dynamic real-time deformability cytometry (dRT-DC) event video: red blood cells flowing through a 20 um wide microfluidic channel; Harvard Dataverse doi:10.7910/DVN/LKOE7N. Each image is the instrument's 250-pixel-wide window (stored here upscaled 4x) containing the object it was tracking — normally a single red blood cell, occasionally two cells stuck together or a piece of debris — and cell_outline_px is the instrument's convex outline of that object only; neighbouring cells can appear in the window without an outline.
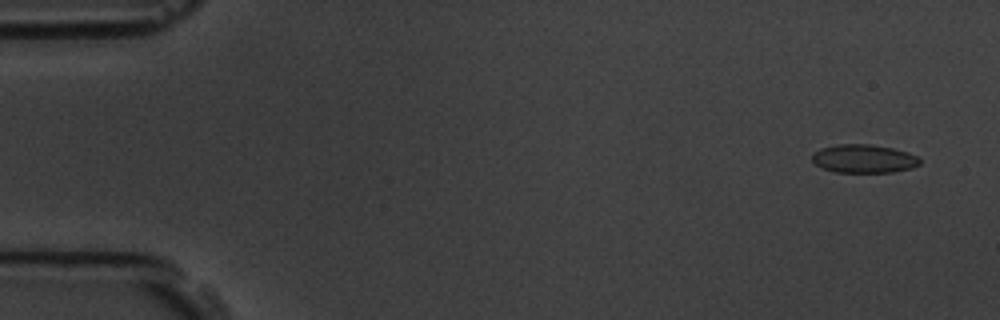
{"species": "common noctule bat (a hibernating species)", "species_latin": "Nyctalus noctula", "temperature_condition": "room temperature", "stored_images_in_passage": 6, "segment_of_instrument_passage": [1, 2], "camera_frame_rate_fps": 3000, "um_per_image_px": 0.085, "animal": {"sex": "male", "body_mass_g": 19.5, "forearm_length_mm": 54.6}, "frame": {"image": 1, "passage_image": 1, "time_ms": 0.0, "image_size_px": [1000, 320], "cell_outline_px": [[920, 164], [912, 168], [892, 172], [836, 172], [820, 168], [812, 160], [812, 156], [820, 148], [836, 144], [872, 144], [892, 148], [908, 152], [916, 156], [920, 160]], "centroid_in_image_um": [73.42, 13.49], "position_along_channel_um": 11.6, "area_um2": 17.86}}